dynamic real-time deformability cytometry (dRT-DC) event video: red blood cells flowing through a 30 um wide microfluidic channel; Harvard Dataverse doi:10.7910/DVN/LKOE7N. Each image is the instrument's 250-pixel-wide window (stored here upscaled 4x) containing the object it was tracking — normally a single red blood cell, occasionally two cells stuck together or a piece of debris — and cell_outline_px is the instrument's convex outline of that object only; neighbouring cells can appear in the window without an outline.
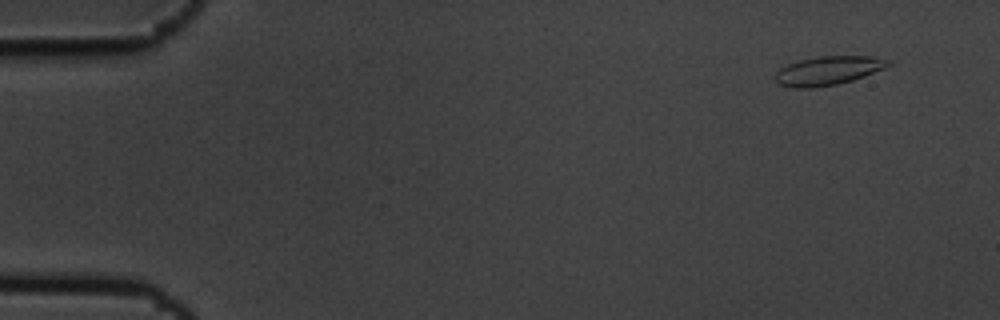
{"species": "common noctule bat (a hibernating species)", "species_latin": "Nyctalus noctula", "temperature_condition": "cold", "stored_images_in_passage": 10, "camera_frame_rate_fps": 3000, "um_per_image_px": 0.085, "animal": {"sex": "male", "body_mass_g": 19.5, "forearm_length_mm": 54.6}, "frame": {"image": 1, "passage_image": 1, "time_ms": 0.0, "image_size_px": [1000, 320], "cell_outline_px": [[892, 64], [884, 68], [864, 76], [852, 80], [836, 84], [812, 88], [792, 88], [780, 84], [776, 80], [776, 72], [780, 68], [788, 64], [800, 60], [820, 56], [872, 56], [892, 60]], "centroid_in_image_um": [70.42, 6.0], "position_along_channel_um": 14.6, "area_um2": 18.9}}
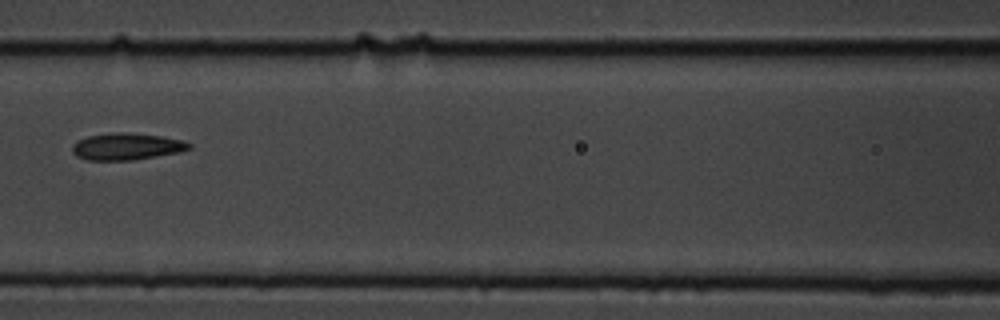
{"frame": {"image": 2, "passage_image": 7, "time_ms": 2.0, "image_size_px": [1000, 320], "cell_outline_px": [[192, 148], [180, 152], [132, 160], [88, 160], [76, 156], [72, 152], [72, 144], [76, 140], [88, 136], [112, 132], [124, 132], [160, 136], [184, 140], [192, 144]], "centroid_in_image_um": [10.75, 12.45], "position_along_channel_um": 155.8, "area_um2": 18.38}}
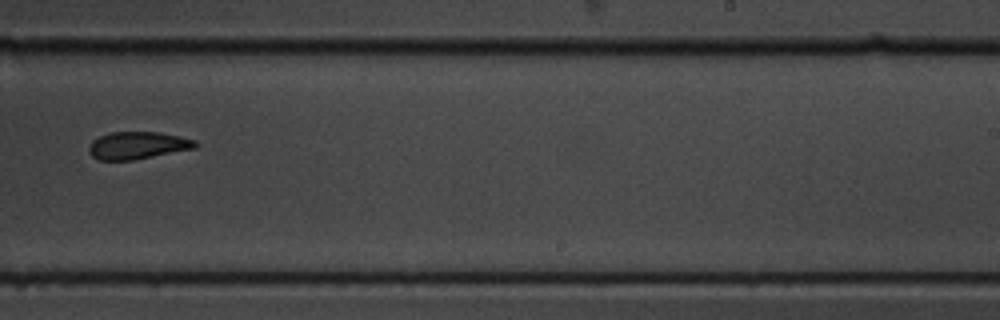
{"frame": {"image": 3, "passage_image": 10, "time_ms": 3.0, "image_size_px": [1000, 320], "cell_outline_px": [[200, 144], [196, 148], [132, 160], [96, 160], [88, 152], [88, 148], [92, 140], [100, 136], [112, 132], [160, 132], [180, 136], [196, 140]], "centroid_in_image_um": [11.71, 12.36], "position_along_channel_um": 277.3, "area_um2": 17.11}}